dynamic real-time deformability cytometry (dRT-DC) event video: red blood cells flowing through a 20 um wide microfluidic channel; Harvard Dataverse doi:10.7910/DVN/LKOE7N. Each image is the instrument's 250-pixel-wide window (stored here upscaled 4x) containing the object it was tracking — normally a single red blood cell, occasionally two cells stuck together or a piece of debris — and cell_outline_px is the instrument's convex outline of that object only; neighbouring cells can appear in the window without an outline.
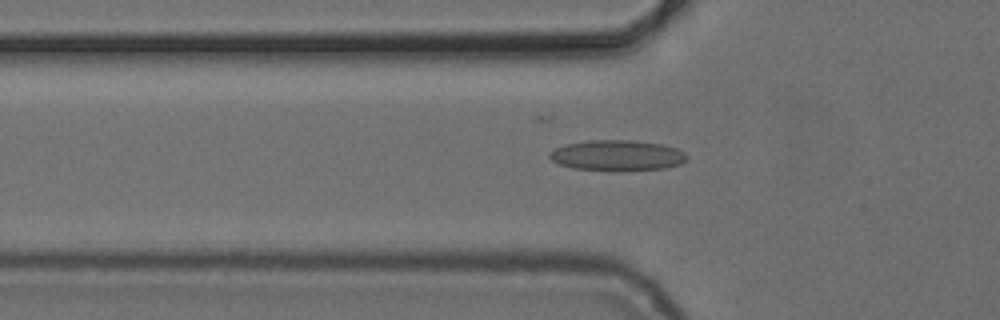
{"species": "common noctule bat (a hibernating species)", "species_latin": "Nyctalus noctula", "temperature_condition": "cold", "stored_images_in_passage": 6, "camera_frame_rate_fps": 3000, "um_per_image_px": 0.085, "animal": {"sex": "female", "body_mass_g": 24.6, "forearm_length_mm": 56.2}, "frame": {"image": 1, "passage_image": 6, "time_ms": 6.333, "image_size_px": [1000, 320], "cell_outline_px": [[688, 160], [680, 164], [664, 168], [572, 168], [556, 164], [548, 156], [556, 148], [564, 144], [588, 140], [632, 140], [660, 144], [676, 148], [684, 152], [688, 156]], "centroid_in_image_um": [52.45, 13.16], "position_along_channel_um": 73.3, "area_um2": 23.58}}